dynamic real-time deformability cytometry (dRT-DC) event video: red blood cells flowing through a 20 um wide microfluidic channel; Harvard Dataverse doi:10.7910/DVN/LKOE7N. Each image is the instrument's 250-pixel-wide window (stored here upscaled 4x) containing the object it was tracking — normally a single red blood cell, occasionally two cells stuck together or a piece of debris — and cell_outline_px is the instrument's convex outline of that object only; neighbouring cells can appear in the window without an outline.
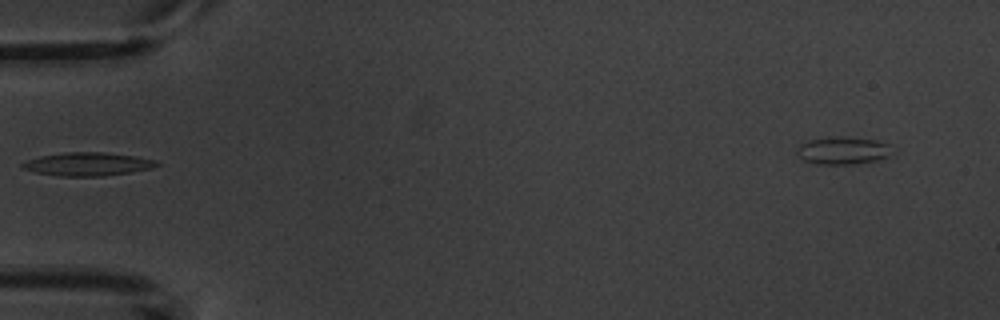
{"species": "common noctule bat (a hibernating species)", "species_latin": "Nyctalus noctula", "temperature_condition": "warm", "stored_images_in_passage": 2, "camera_frame_rate_fps": 3000, "um_per_image_px": 0.085, "animal": {"sex": "male", "body_mass_g": 20.1, "forearm_length_mm": 53.5}, "frame": {"image": 1, "passage_image": 2, "time_ms": 1.0, "image_size_px": [1000, 320], "cell_outline_px": [[160, 164], [152, 168], [104, 176], [56, 176], [36, 172], [20, 168], [20, 164], [28, 160], [40, 156], [64, 152], [104, 152], [136, 156], [156, 160]], "centroid_in_image_um": [7.43, 13.94], "position_along_channel_um": 77.6, "area_um2": 18.26}}